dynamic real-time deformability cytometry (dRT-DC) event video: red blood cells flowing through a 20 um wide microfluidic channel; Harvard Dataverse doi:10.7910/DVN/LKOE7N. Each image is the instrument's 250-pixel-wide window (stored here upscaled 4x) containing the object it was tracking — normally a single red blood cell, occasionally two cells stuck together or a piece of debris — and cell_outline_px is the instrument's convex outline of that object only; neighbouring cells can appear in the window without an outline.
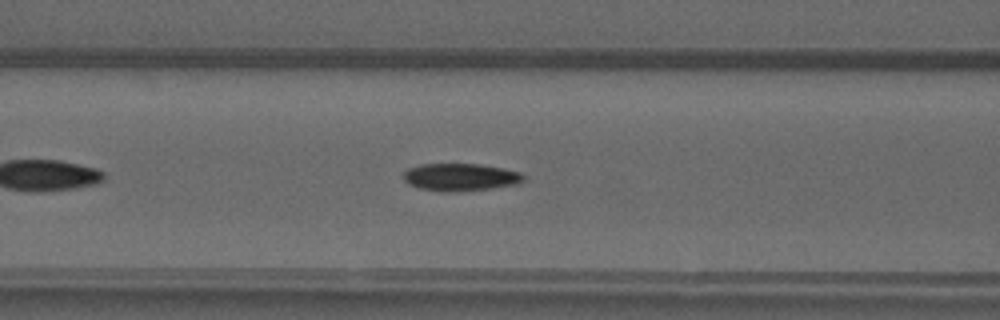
{"species": "common noctule bat (a hibernating species)", "species_latin": "Nyctalus noctula", "temperature_condition": "warm", "stored_images_in_passage": 35, "camera_frame_rate_fps": 3000, "um_per_image_px": 0.085, "animal": {"sex": "male", "forearm_length_mm": 52.5}, "frame": {"image": 1, "passage_image": 7, "time_ms": 2.0, "image_size_px": [1000, 320], "cell_outline_px": [[524, 180], [520, 184], [456, 192], [440, 192], [420, 188], [408, 184], [404, 180], [404, 172], [408, 168], [420, 164], [480, 164], [504, 168], [520, 172], [524, 176]], "centroid_in_image_um": [39.13, 15.06], "position_along_channel_um": 127.5, "area_um2": 19.36}}
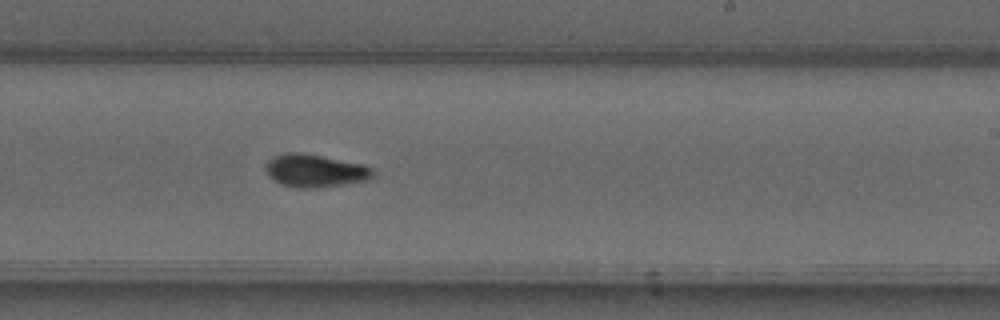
{"frame": {"image": 2, "passage_image": 17, "time_ms": 5.333, "image_size_px": [1000, 320], "cell_outline_px": [[376, 176], [372, 180], [320, 188], [296, 188], [280, 184], [264, 168], [264, 164], [272, 156], [284, 152], [300, 152], [364, 164], [372, 168], [376, 172]], "centroid_in_image_um": [26.84, 14.51], "position_along_channel_um": 262.2, "area_um2": 20.98}}
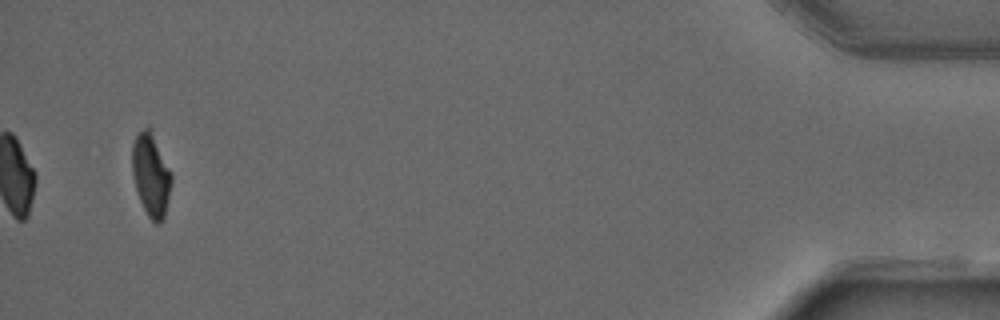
{"frame": {"image": 3, "passage_image": 35, "time_ms": 11.333, "image_size_px": [1000, 320], "cell_outline_px": [[172, 180], [164, 220], [160, 224], [156, 224], [148, 216], [140, 200], [136, 188], [132, 172], [132, 144], [136, 136], [148, 124], [152, 128], [172, 172]], "centroid_in_image_um": [12.86, 14.82], "position_along_channel_um": 422.3, "area_um2": 19.36}, "authors_computed_cell_mechanics": {"area_um2": 19.4786, "velocity_mm_per_s": 4.0619, "shape_relaxation_time_tau1_ms": null, "shape_relaxation_time_tau2_ms": 3.1265, "deformation_change_tau1": null, "deformation_change_tau2": 0.07}}